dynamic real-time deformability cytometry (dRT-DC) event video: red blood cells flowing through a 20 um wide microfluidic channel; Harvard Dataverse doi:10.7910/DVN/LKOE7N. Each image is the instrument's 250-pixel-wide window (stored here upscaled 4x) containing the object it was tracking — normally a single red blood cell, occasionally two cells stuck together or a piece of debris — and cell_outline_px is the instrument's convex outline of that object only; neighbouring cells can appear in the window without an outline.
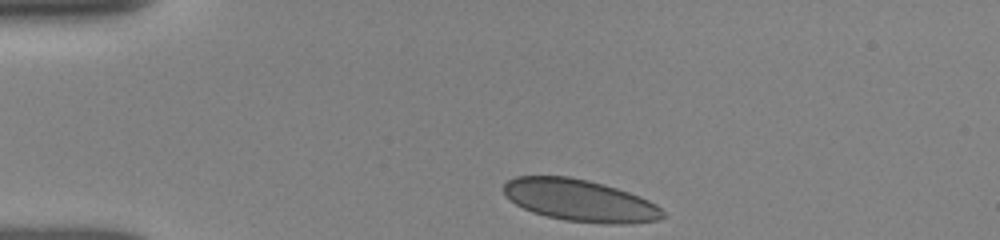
{"species": "human", "species_latin": "Homo sapiens", "temperature_condition": "room temperature", "stored_images_in_passage": 34, "camera_frame_rate_fps": 3000, "um_per_image_px": 0.085, "donor": {"sex": "female"}, "frame": {"image": 1, "passage_image": 1, "time_ms": 0.0, "image_size_px": [1000, 240], "cell_outline_px": [[664, 216], [660, 220], [624, 224], [608, 224], [564, 220], [532, 212], [516, 204], [504, 192], [504, 184], [508, 180], [516, 176], [568, 176], [588, 180], [604, 184], [640, 196], [656, 204], [664, 212]], "centroid_in_image_um": [49.32, 17.03], "position_along_channel_um": 35.7, "area_um2": 38.67}}
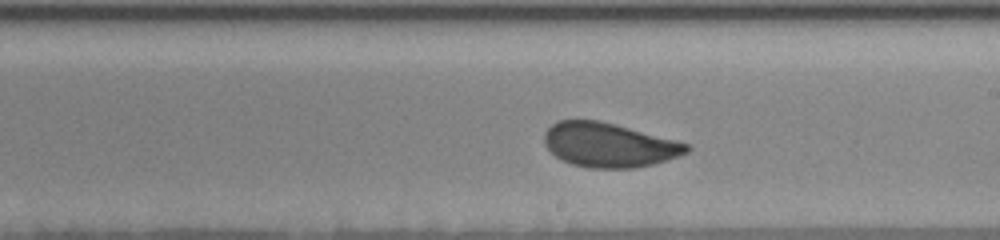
{"frame": {"image": 2, "passage_image": 20, "time_ms": 6.333, "image_size_px": [1000, 240], "cell_outline_px": [[692, 148], [688, 152], [668, 160], [636, 168], [588, 168], [572, 164], [560, 160], [544, 144], [544, 132], [556, 120], [600, 120], [616, 124], [676, 140], [688, 144]], "centroid_in_image_um": [51.75, 12.32], "position_along_channel_um": 237.2, "area_um2": 36.93}}
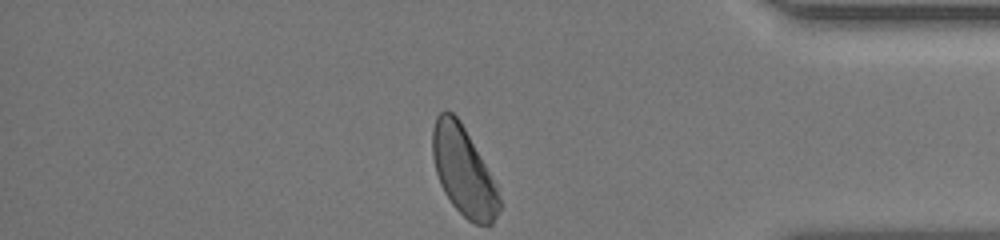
{"frame": {"image": 3, "passage_image": 34, "time_ms": 11.0, "image_size_px": [1000, 240], "cell_outline_px": [[504, 204], [492, 224], [476, 224], [468, 220], [452, 204], [444, 192], [440, 184], [436, 172], [432, 156], [432, 128], [436, 116], [440, 112], [452, 112], [460, 120], [496, 184]], "centroid_in_image_um": [39.41, 14.58], "position_along_channel_um": 395.8, "area_um2": 34.56}, "authors_computed_cell_mechanics": {"area_um2": 37.2521, "velocity_mm_per_s": 3.8809, "shape_relaxation_time_tau1_ms": 4.0689, "shape_relaxation_time_tau2_ms": null, "deformation_change_tau1": 0.1013, "deformation_change_tau2": null}}